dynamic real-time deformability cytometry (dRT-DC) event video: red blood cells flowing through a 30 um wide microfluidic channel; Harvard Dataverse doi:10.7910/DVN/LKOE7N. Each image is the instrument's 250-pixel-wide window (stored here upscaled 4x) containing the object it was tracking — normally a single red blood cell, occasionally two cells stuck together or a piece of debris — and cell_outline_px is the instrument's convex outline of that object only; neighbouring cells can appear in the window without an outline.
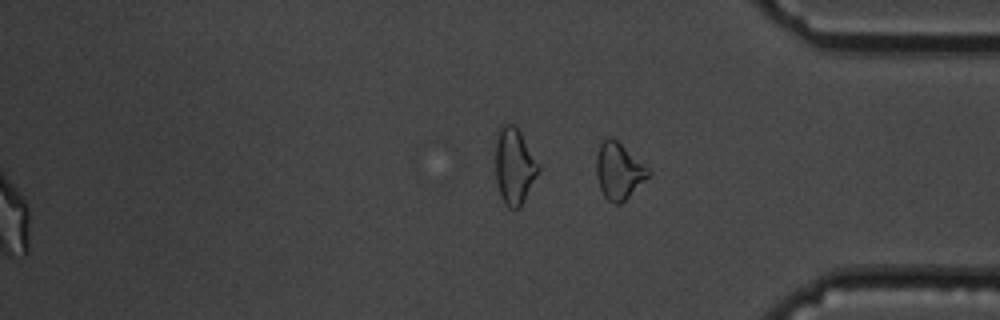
{"species": "common noctule bat (a hibernating species)", "species_latin": "Nyctalus noctula", "temperature_condition": "cold", "stored_images_in_passage": 56, "segment_of_instrument_passage": [2, 2], "camera_frame_rate_fps": 3000, "um_per_image_px": 0.085, "animal": {"sex": "male", "body_mass_g": 19.5, "forearm_length_mm": 54.6}, "frame": {"image": 1, "passage_image": 56, "time_ms": 18.333, "image_size_px": [1000, 320], "cell_outline_px": [[652, 172], [620, 204], [616, 204], [608, 200], [604, 196], [600, 188], [596, 176], [596, 156], [600, 144], [608, 136], [616, 140], [648, 168]], "centroid_in_image_um": [52.56, 14.53], "position_along_channel_um": 382.6, "area_um2": 16.65}}